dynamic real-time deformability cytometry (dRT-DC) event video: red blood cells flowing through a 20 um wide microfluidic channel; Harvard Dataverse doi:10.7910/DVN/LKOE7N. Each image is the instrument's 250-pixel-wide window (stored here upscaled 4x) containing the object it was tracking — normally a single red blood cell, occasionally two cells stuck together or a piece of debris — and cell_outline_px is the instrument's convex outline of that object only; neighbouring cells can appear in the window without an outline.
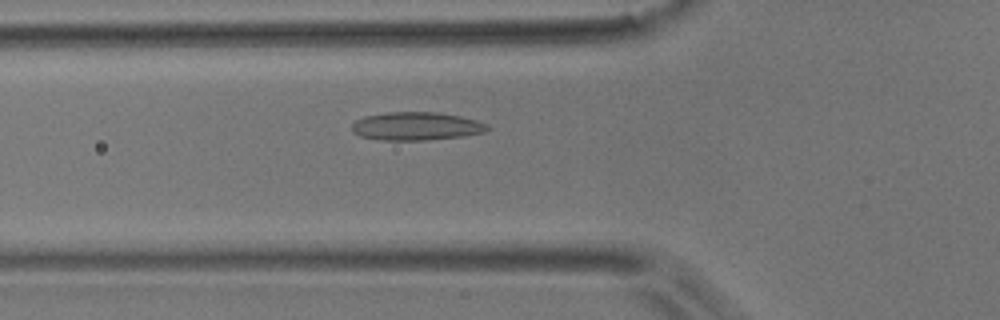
{"species": "common noctule bat (a hibernating species)", "species_latin": "Nyctalus noctula", "temperature_condition": "room temperature", "stored_images_in_passage": 46, "camera_frame_rate_fps": 3000, "um_per_image_px": 0.085, "animal": {"sex": "male", "body_mass_g": 17.9}, "frame": {"image": 1, "passage_image": 12, "time_ms": 3.667, "image_size_px": [1000, 320], "cell_outline_px": [[492, 128], [484, 132], [464, 136], [428, 140], [380, 140], [360, 136], [352, 132], [352, 124], [356, 120], [364, 116], [388, 112], [436, 112], [460, 116], [476, 120], [488, 124]], "centroid_in_image_um": [35.4, 10.73], "position_along_channel_um": 90.4, "area_um2": 22.43}}
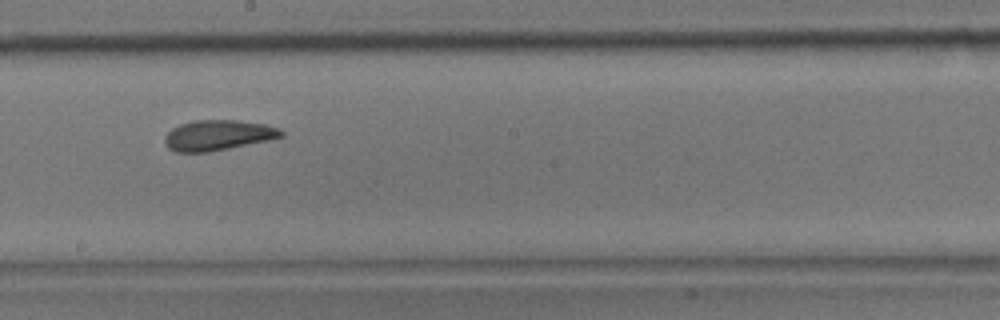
{"frame": {"image": 2, "passage_image": 23, "time_ms": 7.333, "image_size_px": [1000, 320], "cell_outline_px": [[284, 136], [268, 140], [208, 152], [176, 152], [168, 148], [164, 144], [164, 136], [172, 128], [180, 124], [192, 120], [240, 120], [264, 124], [276, 128], [284, 132]], "centroid_in_image_um": [18.48, 11.49], "position_along_channel_um": 229.7, "area_um2": 20.58}}
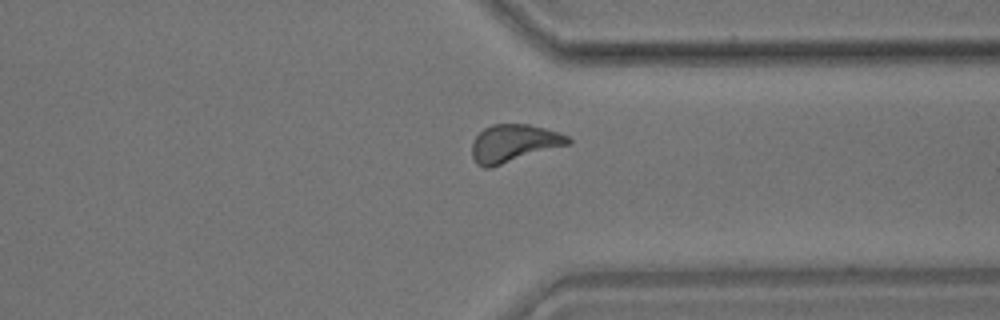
{"frame": {"image": 3, "passage_image": 34, "time_ms": 11.0, "image_size_px": [1000, 320], "cell_outline_px": [[572, 144], [492, 168], [484, 168], [476, 164], [472, 156], [472, 140], [484, 128], [492, 124], [528, 124], [560, 132], [568, 136], [572, 140]], "centroid_in_image_um": [43.7, 12.2], "position_along_channel_um": 367.7, "area_um2": 21.62}, "authors_computed_cell_mechanics": {"area_um2": 20.6057, "velocity_mm_per_s": 3.7853, "shape_relaxation_time_tau1_ms": 5.2018, "shape_relaxation_time_tau2_ms": 2.4878, "deformation_change_tau1": 0.1447, "deformation_change_tau2": 0.0967}}